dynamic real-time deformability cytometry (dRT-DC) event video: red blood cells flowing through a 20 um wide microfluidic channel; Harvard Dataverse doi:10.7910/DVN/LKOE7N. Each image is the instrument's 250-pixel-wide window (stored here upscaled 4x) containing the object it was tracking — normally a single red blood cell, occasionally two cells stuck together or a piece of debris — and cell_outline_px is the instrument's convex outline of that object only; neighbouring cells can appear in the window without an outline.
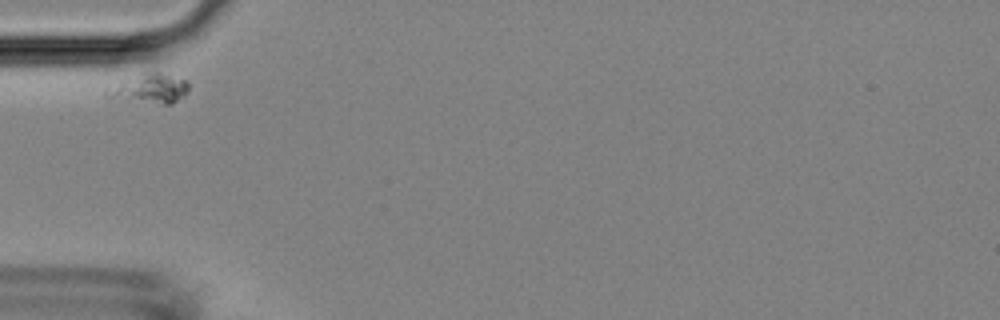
{"species": "Egyptian fruit bat (a non-hibernating species)", "species_latin": "Rousettus aegyptiacus", "temperature_condition": "room temperature", "stored_images_in_passage": 5, "camera_frame_rate_fps": 3000, "um_per_image_px": 0.085, "animal": {"sex": "female"}, "frame": {"image": 1, "passage_image": 1, "time_ms": 0.0, "image_size_px": [1000, 320], "cell_outline_px": [[188, 92], [184, 96], [172, 104], [164, 104], [104, 100], [104, 92], [144, 72], [160, 72], [188, 80]], "centroid_in_image_um": [12.72, 7.58], "position_along_channel_um": 72.3, "area_um2": 14.22}}
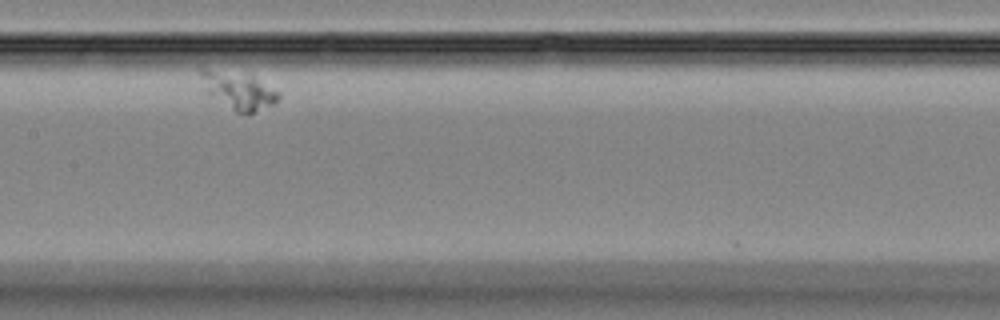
{"frame": {"image": 2, "passage_image": 4, "time_ms": 3.667, "image_size_px": [1000, 320], "cell_outline_px": [[280, 96], [272, 104], [252, 112], [236, 112], [212, 96], [208, 92], [200, 76], [200, 68], [204, 68], [252, 76], [280, 92]], "centroid_in_image_um": [20.27, 7.68], "position_along_channel_um": 187.1, "area_um2": 16.01}}